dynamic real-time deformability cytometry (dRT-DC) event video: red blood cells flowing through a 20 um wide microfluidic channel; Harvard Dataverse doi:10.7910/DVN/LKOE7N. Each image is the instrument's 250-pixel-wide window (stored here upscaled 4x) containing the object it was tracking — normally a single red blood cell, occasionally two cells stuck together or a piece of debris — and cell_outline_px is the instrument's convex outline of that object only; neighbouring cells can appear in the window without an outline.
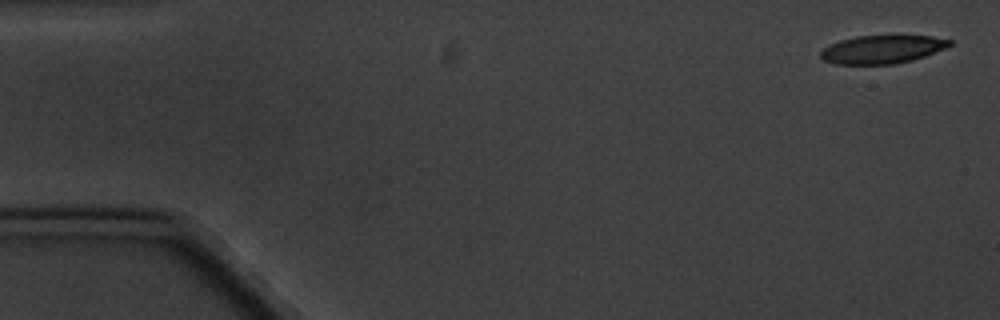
{"species": "common noctule bat (a hibernating species)", "species_latin": "Nyctalus noctula", "temperature_condition": "cold", "stored_images_in_passage": 5, "camera_frame_rate_fps": 3000, "um_per_image_px": 0.085, "animal": {"sex": "male", "body_mass_g": 20.1, "forearm_length_mm": 53.5}, "frame": {"image": 1, "passage_image": 1, "time_ms": 0.0, "image_size_px": [1000, 320], "cell_outline_px": [[952, 44], [948, 48], [912, 60], [896, 64], [836, 64], [824, 60], [820, 56], [820, 52], [828, 44], [840, 40], [856, 36], [932, 36], [952, 40]], "centroid_in_image_um": [75.0, 4.19], "position_along_channel_um": 10.0, "area_um2": 21.27}}